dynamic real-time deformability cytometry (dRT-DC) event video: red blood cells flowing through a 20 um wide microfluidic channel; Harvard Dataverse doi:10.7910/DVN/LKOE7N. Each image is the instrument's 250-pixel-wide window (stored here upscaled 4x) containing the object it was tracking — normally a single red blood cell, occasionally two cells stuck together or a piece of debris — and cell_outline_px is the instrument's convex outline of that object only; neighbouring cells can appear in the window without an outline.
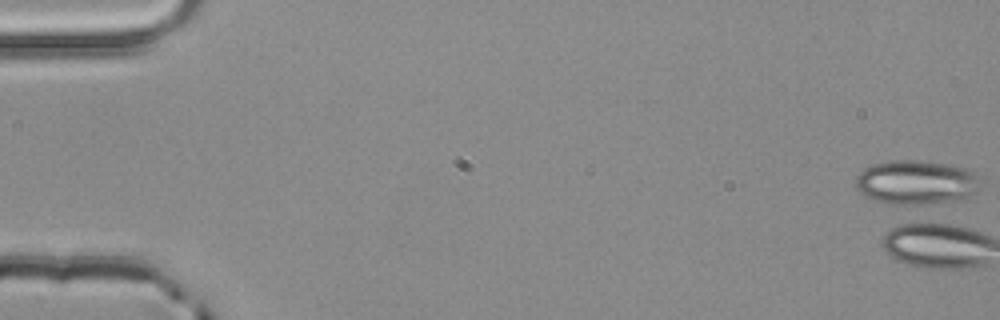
{"species": "common noctule bat (a hibernating species)", "species_latin": "Nyctalus noctula", "temperature_condition": "room temperature", "stored_images_in_passage": 5, "camera_frame_rate_fps": 3000, "um_per_image_px": 0.085, "animal": {"sex": "male", "body_mass_g": 20.4}, "frame": {"image": 1, "passage_image": 1, "time_ms": 0.0, "image_size_px": [1000, 320], "cell_outline_px": [[980, 188], [976, 192], [960, 200], [900, 208], [884, 204], [872, 200], [860, 192], [856, 188], [856, 176], [864, 168], [872, 164], [888, 160], [912, 160], [944, 164], [964, 168], [972, 172], [976, 176]], "centroid_in_image_um": [77.8, 15.56], "position_along_channel_um": 7.2, "area_um2": 32.83}}